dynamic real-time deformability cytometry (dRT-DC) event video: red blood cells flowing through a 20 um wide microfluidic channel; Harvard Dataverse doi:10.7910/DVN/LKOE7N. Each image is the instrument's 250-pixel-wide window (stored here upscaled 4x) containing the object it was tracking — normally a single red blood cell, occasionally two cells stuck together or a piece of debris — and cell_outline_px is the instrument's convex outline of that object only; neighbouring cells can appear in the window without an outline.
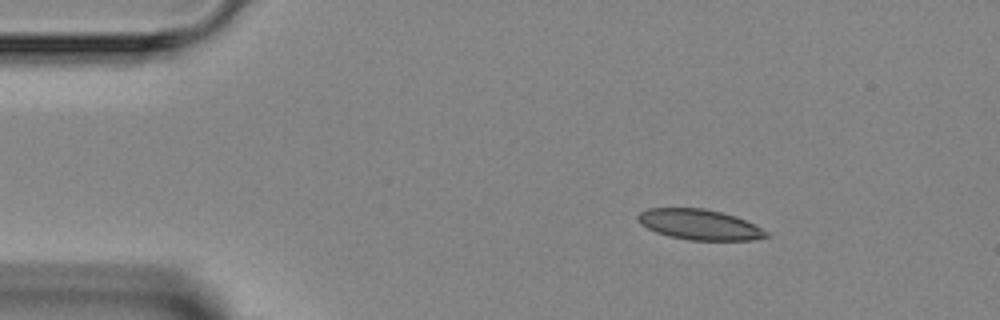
{"species": "Egyptian fruit bat (a non-hibernating species)", "species_latin": "Rousettus aegyptiacus", "temperature_condition": "room temperature", "stored_images_in_passage": 5, "camera_frame_rate_fps": 3000, "um_per_image_px": 0.085, "animal": {"sex": "female"}, "frame": {"image": 1, "passage_image": 2, "time_ms": 1.0, "image_size_px": [1000, 320], "cell_outline_px": [[772, 236], [756, 240], [688, 240], [668, 236], [656, 232], [640, 224], [636, 220], [636, 216], [640, 212], [648, 208], [704, 208], [736, 216], [768, 232]], "centroid_in_image_um": [59.44, 19.09], "position_along_channel_um": 25.6, "area_um2": 22.83}}
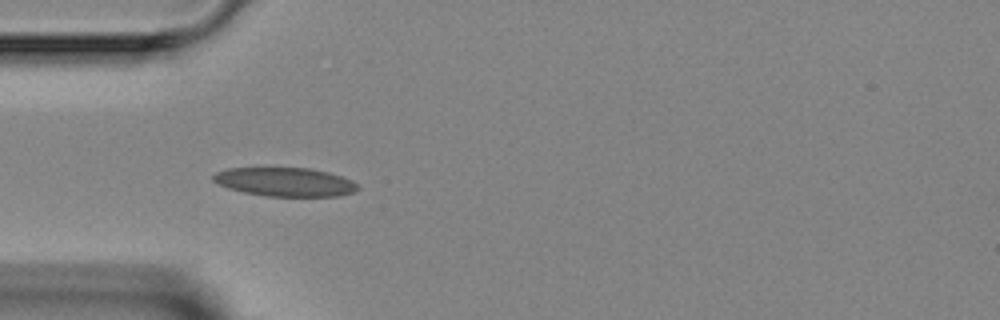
{"frame": {"image": 2, "passage_image": 4, "time_ms": 3.333, "image_size_px": [1000, 320], "cell_outline_px": [[360, 188], [352, 192], [336, 196], [264, 196], [244, 192], [228, 188], [212, 180], [212, 176], [216, 172], [228, 168], [308, 168], [328, 172], [352, 180]], "centroid_in_image_um": [24.21, 15.46], "position_along_channel_um": 60.8, "area_um2": 24.04}}
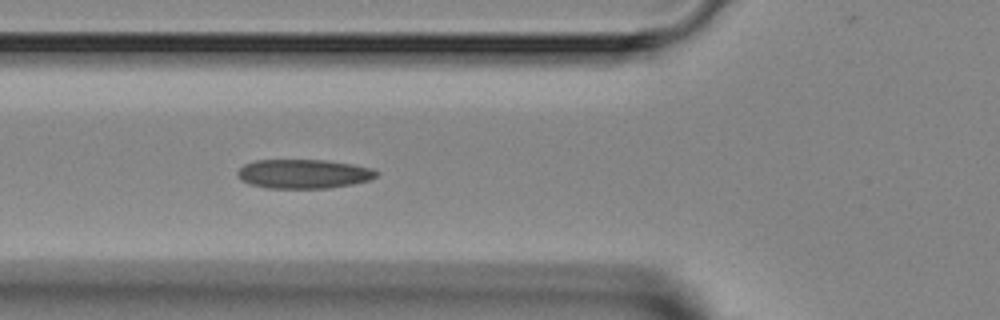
{"frame": {"image": 3, "passage_image": 5, "time_ms": 4.333, "image_size_px": [1000, 320], "cell_outline_px": [[380, 172], [376, 176], [368, 180], [352, 184], [328, 188], [268, 188], [248, 184], [240, 180], [236, 176], [236, 172], [244, 164], [256, 160], [324, 160], [352, 164], [372, 168]], "centroid_in_image_um": [25.76, 14.78], "position_along_channel_um": 100.0, "area_um2": 23.7}}